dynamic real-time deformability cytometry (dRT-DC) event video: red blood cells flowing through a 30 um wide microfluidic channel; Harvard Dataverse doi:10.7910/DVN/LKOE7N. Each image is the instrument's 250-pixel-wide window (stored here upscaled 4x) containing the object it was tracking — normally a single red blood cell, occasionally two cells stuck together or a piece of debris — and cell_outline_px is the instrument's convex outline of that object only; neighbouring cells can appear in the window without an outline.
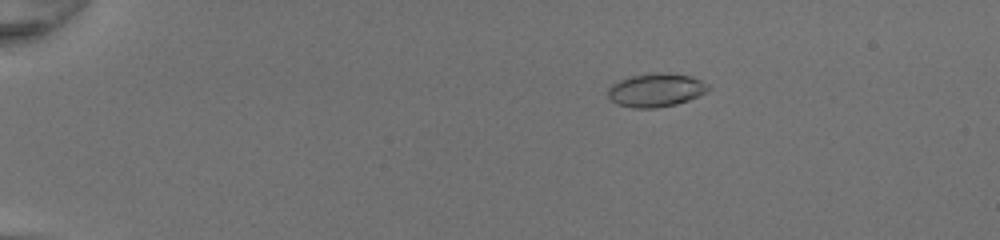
{"species": "common noctule bat (a hibernating species)", "species_latin": "Nyctalus noctula", "temperature_condition": "room temperature", "stored_images_in_passage": 52, "camera_frame_rate_fps": 3000, "um_per_image_px": 0.085, "animal": {"sex": "female", "body_mass_g": 20.0, "forearm_length_mm": 54.0}, "frame": {"image": 1, "passage_image": 12, "time_ms": 3.667, "image_size_px": [1000, 240], "cell_outline_px": [[708, 88], [704, 92], [688, 100], [676, 104], [652, 108], [636, 108], [620, 104], [612, 100], [608, 96], [608, 88], [612, 84], [620, 80], [632, 76], [692, 76], [700, 80]], "centroid_in_image_um": [55.69, 7.71], "position_along_channel_um": 29.3, "area_um2": 18.09}}
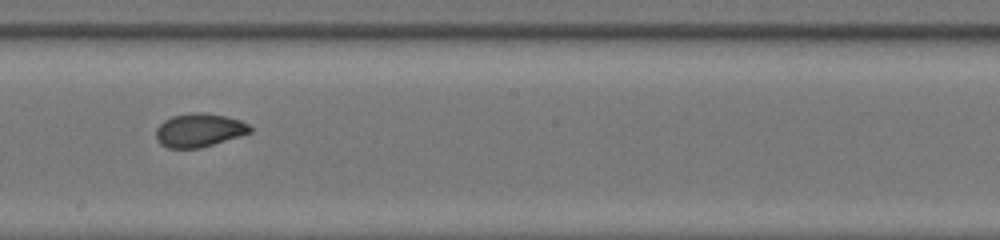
{"frame": {"image": 2, "passage_image": 33, "time_ms": 10.667, "image_size_px": [1000, 240], "cell_outline_px": [[252, 132], [200, 148], [168, 148], [160, 144], [156, 140], [156, 128], [164, 120], [172, 116], [196, 112], [204, 112], [224, 116], [240, 120], [248, 124], [252, 128]], "centroid_in_image_um": [16.91, 11.07], "position_along_channel_um": 231.3, "area_um2": 18.32}}
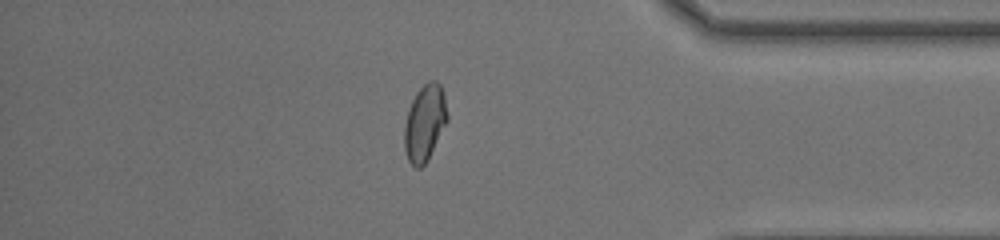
{"frame": {"image": 3, "passage_image": 46, "time_ms": 15.0, "image_size_px": [1000, 240], "cell_outline_px": [[448, 120], [428, 160], [420, 168], [416, 168], [408, 160], [404, 148], [404, 124], [412, 100], [416, 92], [428, 80], [436, 80], [440, 84], [444, 92], [448, 116]], "centroid_in_image_um": [36.11, 10.43], "position_along_channel_um": 399.1, "area_um2": 19.25}, "authors_computed_cell_mechanics": {"area_um2": 18.7272, "velocity_mm_per_s": 4.317, "shape_relaxation_time_tau1_ms": null, "shape_relaxation_time_tau2_ms": 0.799, "deformation_change_tau1": null, "deformation_change_tau2": 0.0481}}